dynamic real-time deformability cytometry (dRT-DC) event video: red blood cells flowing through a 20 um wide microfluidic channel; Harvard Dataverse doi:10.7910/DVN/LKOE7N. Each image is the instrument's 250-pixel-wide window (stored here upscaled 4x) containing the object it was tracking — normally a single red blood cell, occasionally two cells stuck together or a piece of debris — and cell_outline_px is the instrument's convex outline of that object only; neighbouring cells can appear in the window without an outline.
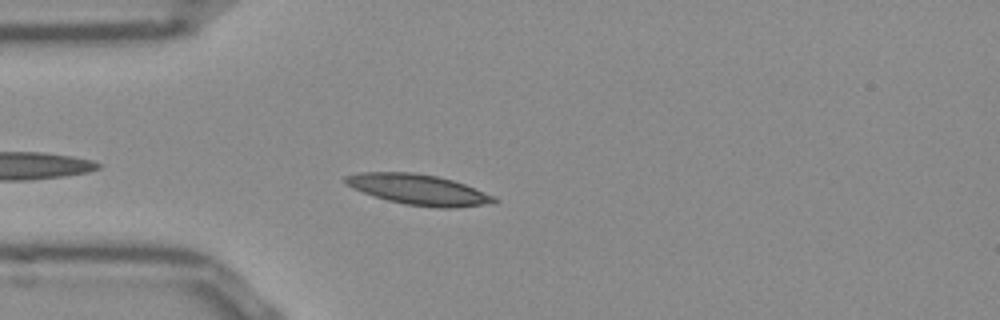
{"species": "Egyptian fruit bat (a non-hibernating species)", "species_latin": "Rousettus aegyptiacus", "temperature_condition": "room temperature", "stored_images_in_passage": 32, "camera_frame_rate_fps": 3000, "um_per_image_px": 0.085, "frame": {"image": 1, "passage_image": 4, "time_ms": 1.0, "image_size_px": [1000, 320], "cell_outline_px": [[500, 200], [496, 204], [456, 208], [436, 208], [404, 204], [388, 200], [352, 188], [344, 180], [344, 176], [360, 172], [412, 172], [436, 176], [452, 180], [464, 184], [496, 196]], "centroid_in_image_um": [35.67, 16.13], "position_along_channel_um": 49.3, "area_um2": 26.59}}
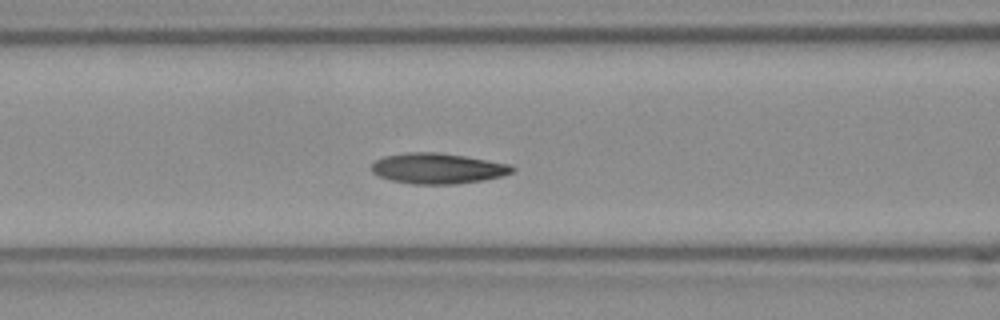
{"frame": {"image": 2, "passage_image": 11, "time_ms": 3.333, "image_size_px": [1000, 320], "cell_outline_px": [[516, 168], [512, 172], [500, 176], [484, 180], [456, 184], [412, 184], [392, 180], [380, 176], [372, 172], [372, 164], [376, 160], [384, 156], [404, 152], [436, 152], [464, 156], [512, 164]], "centroid_in_image_um": [37.22, 14.31], "position_along_channel_um": 129.4, "area_um2": 25.03}}
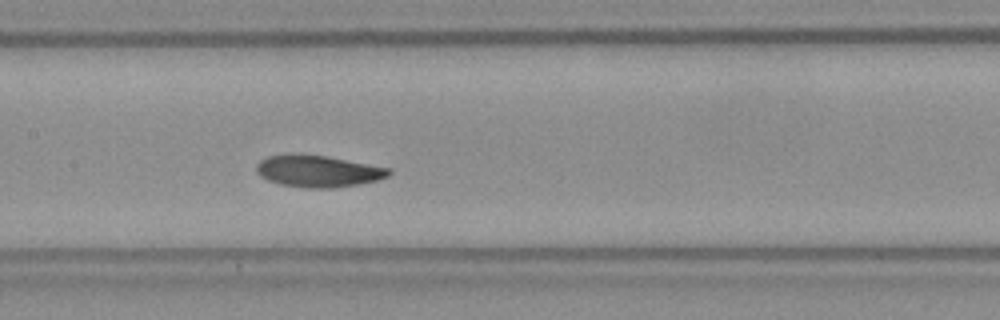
{"frame": {"image": 3, "passage_image": 15, "time_ms": 4.667, "image_size_px": [1000, 320], "cell_outline_px": [[392, 172], [388, 176], [376, 180], [360, 184], [332, 188], [304, 188], [280, 184], [268, 180], [260, 176], [256, 172], [256, 164], [260, 160], [268, 156], [328, 156], [392, 168]], "centroid_in_image_um": [27.08, 14.58], "position_along_channel_um": 180.3, "area_um2": 24.16}, "authors_computed_cell_mechanics": {"area_um2": 24.1315, "velocity_mm_per_s": 3.814, "shape_relaxation_time_tau1_ms": 3.2236, "shape_relaxation_time_tau2_ms": 4.3322, "deformation_change_tau1": 0.1115, "deformation_change_tau2": 0.0904}}